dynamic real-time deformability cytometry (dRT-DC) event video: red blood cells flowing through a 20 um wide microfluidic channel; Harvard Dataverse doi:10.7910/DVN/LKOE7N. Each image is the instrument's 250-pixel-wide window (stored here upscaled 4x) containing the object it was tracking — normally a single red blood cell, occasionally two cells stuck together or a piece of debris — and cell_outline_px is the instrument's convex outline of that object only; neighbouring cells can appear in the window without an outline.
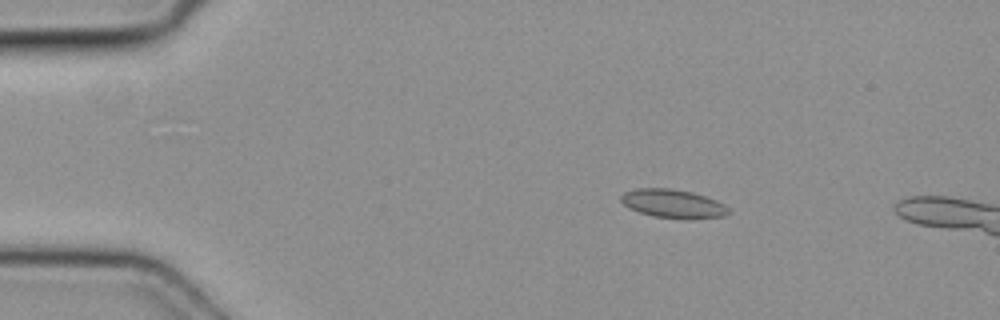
{"species": "common noctule bat (a hibernating species)", "species_latin": "Nyctalus noctula", "temperature_condition": "cold", "stored_images_in_passage": 4, "camera_frame_rate_fps": 3000, "um_per_image_px": 0.085, "animal": {"sex": "female", "body_mass_g": 19.3, "forearm_length_mm": 54.1}, "frame": {"image": 1, "passage_image": 2, "time_ms": 0.333, "image_size_px": [1000, 320], "cell_outline_px": [[732, 212], [724, 216], [692, 220], [688, 220], [652, 216], [628, 208], [620, 200], [620, 196], [624, 192], [636, 188], [672, 188], [692, 192], [716, 200], [724, 204]], "centroid_in_image_um": [57.22, 17.33], "position_along_channel_um": 27.8, "area_um2": 18.26}}